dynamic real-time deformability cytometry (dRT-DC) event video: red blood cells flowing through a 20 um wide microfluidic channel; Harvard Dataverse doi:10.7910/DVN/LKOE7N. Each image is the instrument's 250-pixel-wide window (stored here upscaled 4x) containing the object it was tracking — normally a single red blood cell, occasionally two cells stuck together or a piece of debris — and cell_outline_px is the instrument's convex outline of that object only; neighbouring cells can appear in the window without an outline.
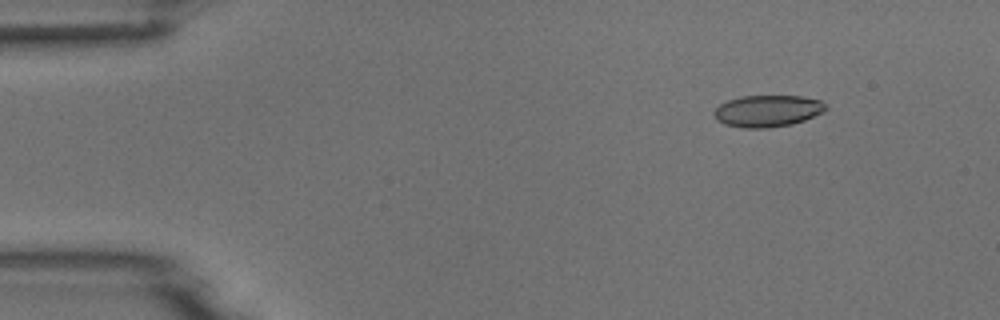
{"species": "common noctule bat (a hibernating species)", "species_latin": "Nyctalus noctula", "temperature_condition": "room temperature", "stored_images_in_passage": 7, "camera_frame_rate_fps": 3000, "um_per_image_px": 0.085, "animal": {"sex": "male", "body_mass_g": 18.8}, "frame": {"image": 1, "passage_image": 2, "time_ms": 1.0, "image_size_px": [1000, 320], "cell_outline_px": [[828, 108], [824, 112], [804, 120], [792, 124], [768, 128], [744, 128], [724, 124], [716, 120], [712, 116], [712, 112], [720, 104], [728, 100], [740, 96], [800, 96], [820, 100]], "centroid_in_image_um": [65.21, 9.44], "position_along_channel_um": 19.8, "area_um2": 20.81}}
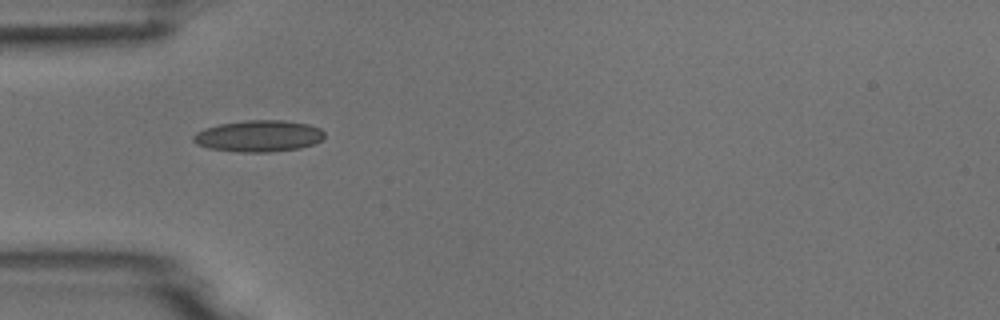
{"frame": {"image": 2, "passage_image": 5, "time_ms": 4.333, "image_size_px": [1000, 320], "cell_outline_px": [[324, 136], [320, 140], [312, 144], [300, 148], [272, 152], [240, 152], [208, 148], [196, 144], [192, 140], [192, 136], [196, 132], [204, 128], [220, 124], [244, 120], [284, 120], [308, 124], [320, 128], [324, 132]], "centroid_in_image_um": [21.96, 11.56], "position_along_channel_um": 63.0, "area_um2": 24.16}}